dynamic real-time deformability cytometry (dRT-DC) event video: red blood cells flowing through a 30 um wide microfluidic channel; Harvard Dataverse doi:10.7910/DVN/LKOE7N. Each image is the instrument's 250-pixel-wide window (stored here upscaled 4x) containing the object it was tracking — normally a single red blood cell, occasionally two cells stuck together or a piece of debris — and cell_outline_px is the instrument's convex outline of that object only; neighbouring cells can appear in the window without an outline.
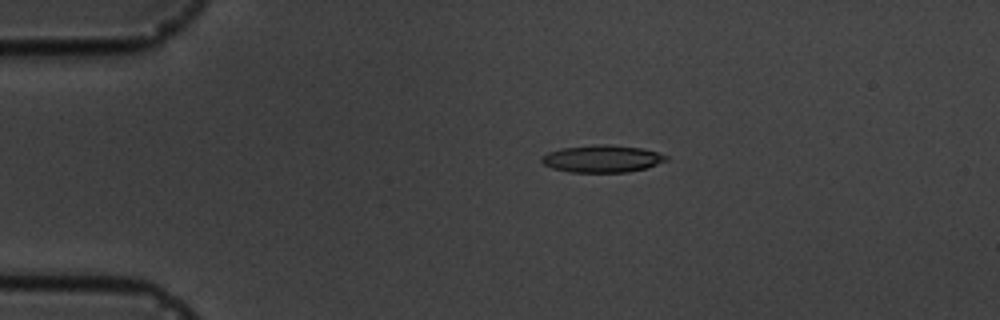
{"species": "common noctule bat (a hibernating species)", "species_latin": "Nyctalus noctula", "temperature_condition": "cold", "stored_images_in_passage": 6, "camera_frame_rate_fps": 3000, "um_per_image_px": 0.085, "animal": {"sex": "male", "body_mass_g": 19.5, "forearm_length_mm": 54.6}, "frame": {"image": 1, "passage_image": 4, "time_ms": 3.333, "image_size_px": [1000, 320], "cell_outline_px": [[668, 160], [648, 168], [628, 172], [568, 172], [552, 168], [544, 164], [540, 160], [540, 156], [548, 152], [560, 148], [596, 144], [608, 144], [640, 148], [656, 152], [668, 156]], "centroid_in_image_um": [51.16, 13.49], "position_along_channel_um": 33.8, "area_um2": 19.94}}
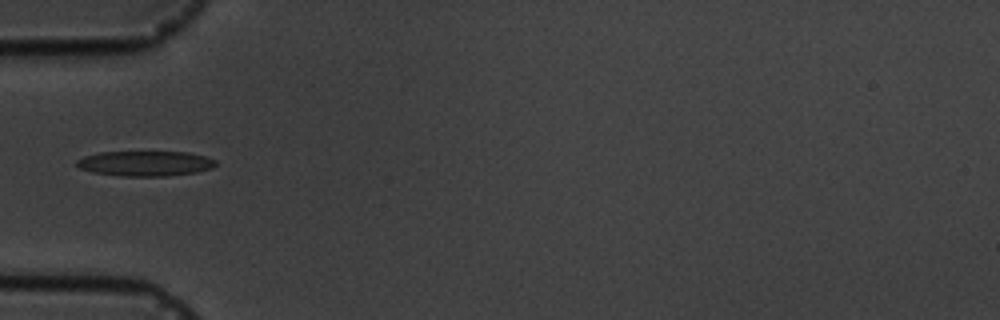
{"frame": {"image": 2, "passage_image": 6, "time_ms": 5.667, "image_size_px": [1000, 320], "cell_outline_px": [[216, 164], [212, 168], [196, 172], [164, 176], [120, 176], [92, 172], [80, 168], [76, 164], [76, 160], [84, 156], [100, 152], [188, 152], [204, 156], [216, 160]], "centroid_in_image_um": [12.33, 13.89], "position_along_channel_um": 72.7, "area_um2": 20.29}}